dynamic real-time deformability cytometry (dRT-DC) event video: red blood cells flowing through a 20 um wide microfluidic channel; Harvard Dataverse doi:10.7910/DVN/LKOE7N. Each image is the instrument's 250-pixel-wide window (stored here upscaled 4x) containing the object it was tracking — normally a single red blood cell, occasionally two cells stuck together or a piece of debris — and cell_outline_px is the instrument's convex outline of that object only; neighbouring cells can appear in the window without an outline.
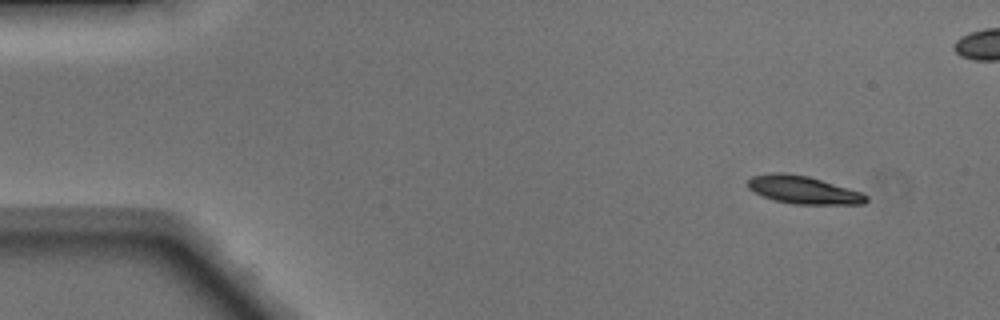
{"species": "Egyptian fruit bat (a non-hibernating species)", "species_latin": "Rousettus aegyptiacus", "temperature_condition": "warm", "stored_images_in_passage": 46, "camera_frame_rate_fps": 3000, "um_per_image_px": 0.085, "animal": {"sex": "male"}, "frame": {"image": 1, "passage_image": 1, "time_ms": 0.0, "image_size_px": [1000, 320], "cell_outline_px": [[868, 200], [864, 204], [796, 204], [776, 200], [764, 196], [748, 188], [748, 180], [752, 176], [776, 172], [780, 172], [808, 176], [864, 192], [868, 196]], "centroid_in_image_um": [68.35, 16.14], "position_along_channel_um": 16.7, "area_um2": 19.07}}
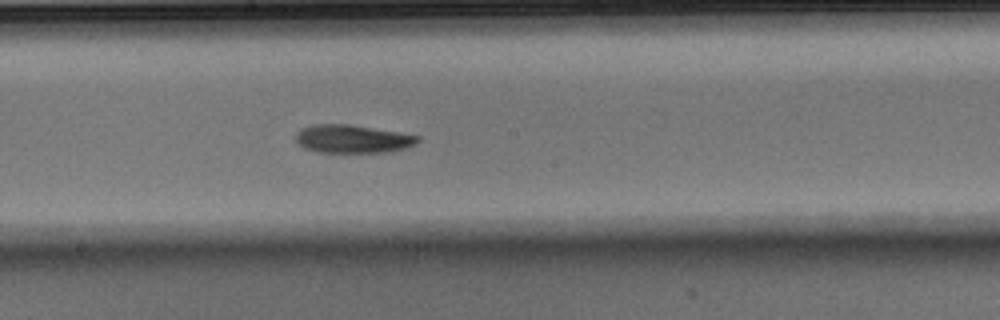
{"frame": {"image": 2, "passage_image": 23, "time_ms": 7.333, "image_size_px": [1000, 320], "cell_outline_px": [[420, 140], [416, 144], [408, 148], [392, 152], [316, 152], [304, 148], [296, 140], [296, 132], [300, 128], [312, 124], [352, 124], [420, 136]], "centroid_in_image_um": [29.98, 11.8], "position_along_channel_um": 218.2, "area_um2": 20.29}}
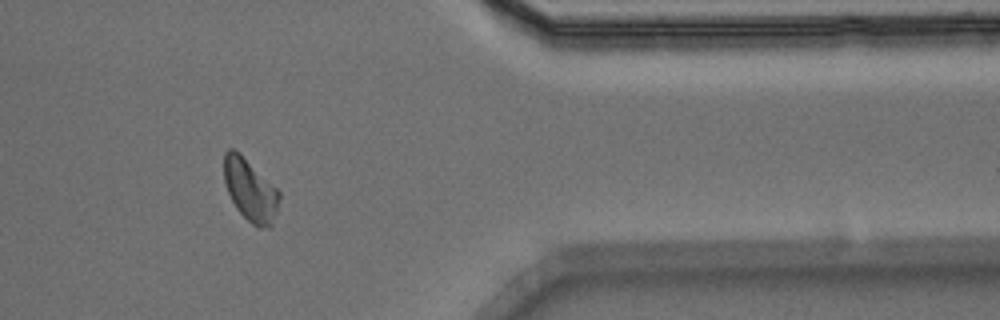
{"frame": {"image": 3, "passage_image": 37, "time_ms": 12.0, "image_size_px": [1000, 320], "cell_outline_px": [[280, 200], [272, 224], [268, 228], [256, 228], [236, 208], [228, 192], [224, 180], [224, 152], [228, 148], [232, 148], [240, 152], [280, 192]], "centroid_in_image_um": [21.26, 16.14], "position_along_channel_um": 390.1, "area_um2": 20.0}, "authors_computed_cell_mechanics": {"area_um2": 19.652, "velocity_mm_per_s": 4.1191, "shape_relaxation_time_tau1_ms": 4.5569, "shape_relaxation_time_tau2_ms": 8.0552, "deformation_change_tau1": 0.1549, "deformation_change_tau2": 0.1593}}